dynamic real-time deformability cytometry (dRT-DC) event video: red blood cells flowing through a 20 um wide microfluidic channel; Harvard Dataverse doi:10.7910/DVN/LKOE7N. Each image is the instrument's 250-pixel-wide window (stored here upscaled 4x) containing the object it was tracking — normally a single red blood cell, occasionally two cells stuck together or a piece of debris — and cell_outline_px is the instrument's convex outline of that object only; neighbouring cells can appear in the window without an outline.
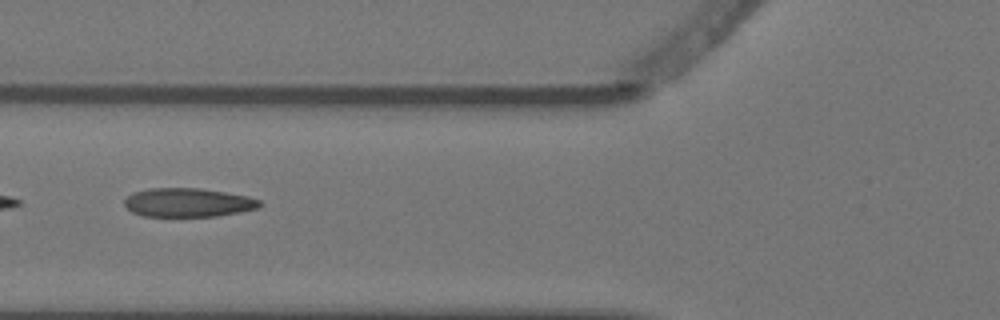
{"species": "Egyptian fruit bat (a non-hibernating species)", "species_latin": "Rousettus aegyptiacus", "temperature_condition": "warm", "stored_images_in_passage": 7, "camera_frame_rate_fps": 3000, "um_per_image_px": 0.085, "animal": {"sex": "female"}, "frame": {"image": 1, "passage_image": 5, "time_ms": 1.333, "image_size_px": [1000, 320], "cell_outline_px": [[264, 204], [260, 208], [240, 212], [216, 216], [144, 216], [132, 212], [124, 204], [124, 200], [128, 196], [136, 192], [148, 188], [200, 188], [248, 196], [260, 200]], "centroid_in_image_um": [16.03, 17.21], "position_along_channel_um": 109.8, "area_um2": 22.72}}
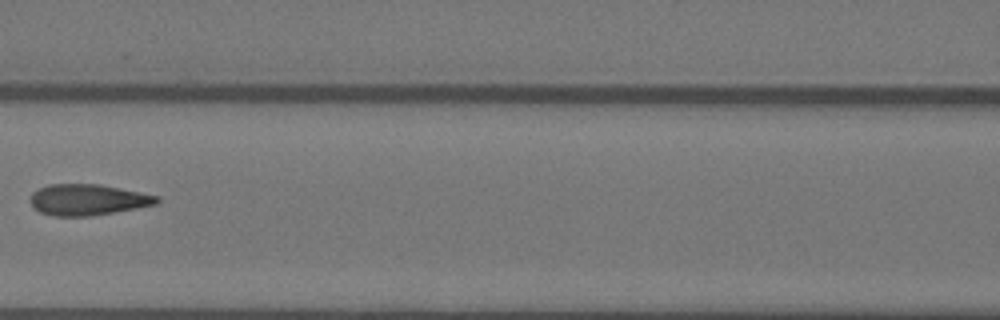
{"frame": {"image": 2, "passage_image": 6, "time_ms": 1.667, "image_size_px": [1000, 320], "cell_outline_px": [[160, 200], [156, 204], [136, 208], [88, 216], [52, 216], [40, 212], [28, 200], [32, 192], [48, 184], [100, 184], [160, 196]], "centroid_in_image_um": [7.44, 16.97], "position_along_channel_um": 159.2, "area_um2": 22.83}}
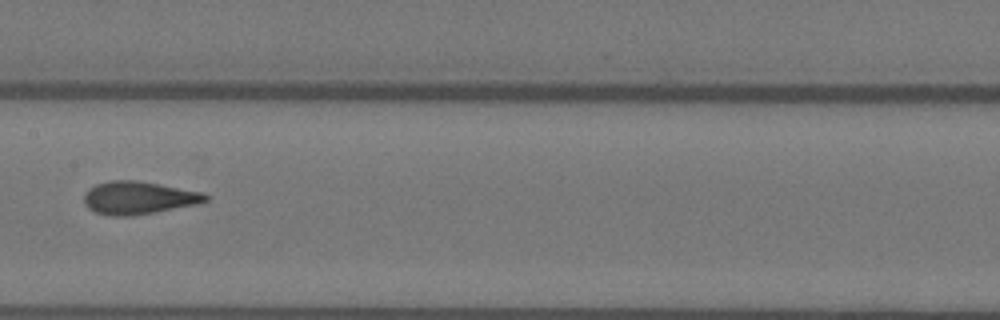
{"frame": {"image": 3, "passage_image": 7, "time_ms": 2.0, "image_size_px": [1000, 320], "cell_outline_px": [[208, 200], [200, 204], [156, 212], [132, 216], [108, 216], [96, 212], [88, 208], [84, 204], [84, 192], [88, 188], [96, 184], [112, 180], [136, 180], [160, 184], [204, 192], [208, 196]], "centroid_in_image_um": [11.78, 16.82], "position_along_channel_um": 195.6, "area_um2": 23.58}}